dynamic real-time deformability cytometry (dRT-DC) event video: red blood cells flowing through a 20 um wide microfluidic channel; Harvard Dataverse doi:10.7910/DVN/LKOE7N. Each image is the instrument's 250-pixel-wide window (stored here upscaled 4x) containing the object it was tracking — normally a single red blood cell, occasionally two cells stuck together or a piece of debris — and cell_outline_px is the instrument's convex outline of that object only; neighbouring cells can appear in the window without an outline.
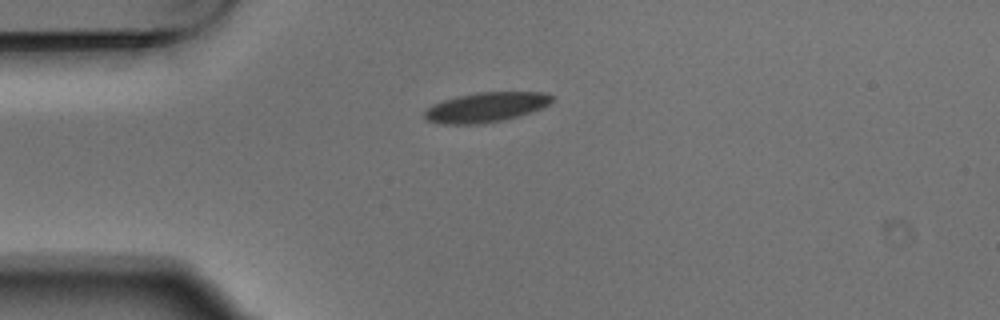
{"species": "Egyptian fruit bat (a non-hibernating species)", "species_latin": "Rousettus aegyptiacus", "temperature_condition": "warm", "stored_images_in_passage": 1, "camera_frame_rate_fps": 3000, "um_per_image_px": 0.085, "animal": {"sex": "male"}, "frame": {"image": 1, "passage_image": 1, "time_ms": 0.0, "image_size_px": [1000, 320], "cell_outline_px": [[556, 96], [548, 104], [532, 112], [484, 124], [444, 124], [428, 120], [424, 116], [424, 112], [432, 104], [456, 96], [476, 92], [544, 92]], "centroid_in_image_um": [41.31, 9.1], "position_along_channel_um": 43.7, "area_um2": 22.02}}